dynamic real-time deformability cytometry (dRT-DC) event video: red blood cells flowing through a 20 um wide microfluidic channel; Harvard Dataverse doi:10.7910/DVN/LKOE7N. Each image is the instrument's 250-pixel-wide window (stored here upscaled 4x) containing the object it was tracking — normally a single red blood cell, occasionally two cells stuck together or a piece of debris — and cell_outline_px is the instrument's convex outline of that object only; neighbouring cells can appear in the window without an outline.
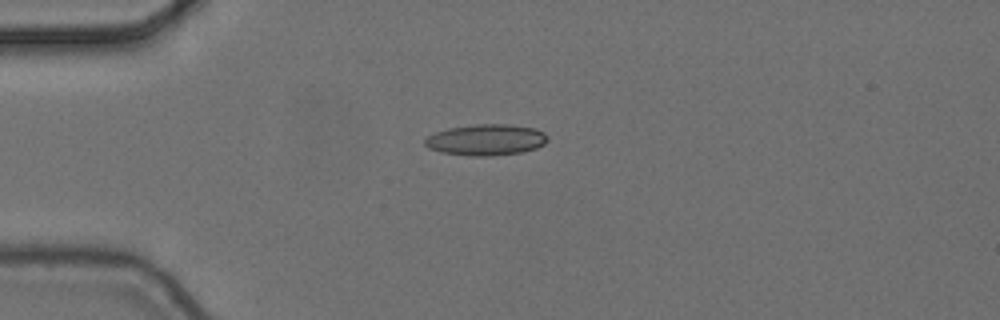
{"species": "common noctule bat (a hibernating species)", "species_latin": "Nyctalus noctula", "temperature_condition": "cold", "stored_images_in_passage": 4, "camera_frame_rate_fps": 3000, "um_per_image_px": 0.085, "animal": {"sex": "female", "body_mass_g": 24.6, "forearm_length_mm": 56.2}, "frame": {"image": 1, "passage_image": 1, "time_ms": 0.0, "image_size_px": [1000, 320], "cell_outline_px": [[548, 140], [544, 144], [536, 148], [524, 152], [492, 156], [472, 156], [440, 152], [428, 148], [424, 144], [424, 140], [428, 136], [436, 132], [448, 128], [476, 124], [508, 124], [536, 128], [544, 132], [548, 136]], "centroid_in_image_um": [41.34, 11.89], "position_along_channel_um": 43.7, "area_um2": 22.48}}
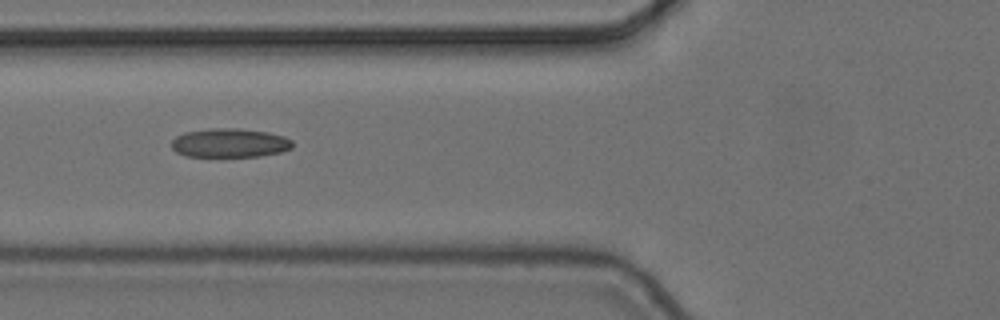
{"frame": {"image": 2, "passage_image": 3, "time_ms": 0.667, "image_size_px": [1000, 320], "cell_outline_px": [[292, 148], [280, 152], [260, 156], [184, 156], [176, 152], [172, 148], [172, 140], [176, 136], [184, 132], [212, 128], [240, 128], [268, 132], [284, 136], [292, 140]], "centroid_in_image_um": [19.52, 12.14], "position_along_channel_um": 106.3, "area_um2": 20.46}}
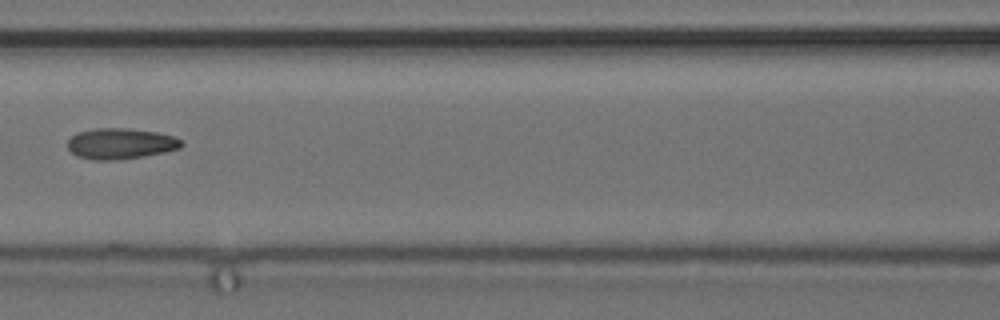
{"frame": {"image": 3, "passage_image": 4, "time_ms": 1.0, "image_size_px": [1000, 320], "cell_outline_px": [[184, 144], [180, 148], [164, 152], [144, 156], [116, 160], [92, 160], [76, 156], [68, 148], [68, 140], [76, 132], [92, 128], [124, 128], [156, 132], [172, 136], [180, 140]], "centroid_in_image_um": [10.2, 12.21], "position_along_channel_um": 156.4, "area_um2": 20.46}}